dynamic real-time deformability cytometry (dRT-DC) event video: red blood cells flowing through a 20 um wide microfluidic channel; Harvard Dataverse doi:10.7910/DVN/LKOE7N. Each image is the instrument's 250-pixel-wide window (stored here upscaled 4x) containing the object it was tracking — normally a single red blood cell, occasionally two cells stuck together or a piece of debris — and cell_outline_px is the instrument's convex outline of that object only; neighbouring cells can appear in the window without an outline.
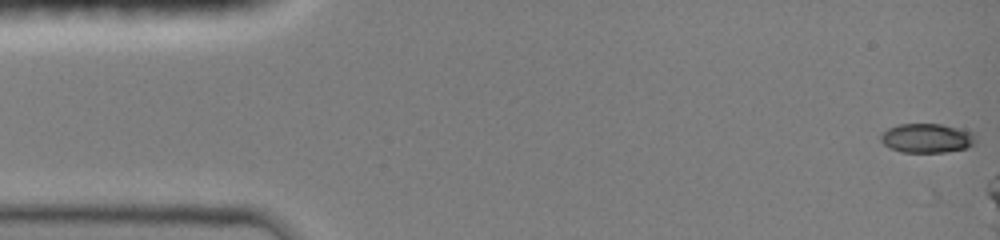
{"species": "common noctule bat (a hibernating species)", "species_latin": "Nyctalus noctula", "temperature_condition": "room temperature", "stored_images_in_passage": 4, "camera_frame_rate_fps": 3000, "um_per_image_px": 0.085, "animal": {"sex": "female", "body_mass_g": 19.0, "forearm_length_mm": 51.5}, "frame": {"image": 1, "passage_image": 1, "time_ms": 0.0, "image_size_px": [1000, 240], "cell_outline_px": [[976, 140], [968, 148], [944, 152], [900, 152], [888, 148], [880, 140], [880, 136], [888, 128], [900, 124], [940, 124], [972, 132], [976, 136]], "centroid_in_image_um": [78.76, 11.75], "position_along_channel_um": 6.2, "area_um2": 16.13}}